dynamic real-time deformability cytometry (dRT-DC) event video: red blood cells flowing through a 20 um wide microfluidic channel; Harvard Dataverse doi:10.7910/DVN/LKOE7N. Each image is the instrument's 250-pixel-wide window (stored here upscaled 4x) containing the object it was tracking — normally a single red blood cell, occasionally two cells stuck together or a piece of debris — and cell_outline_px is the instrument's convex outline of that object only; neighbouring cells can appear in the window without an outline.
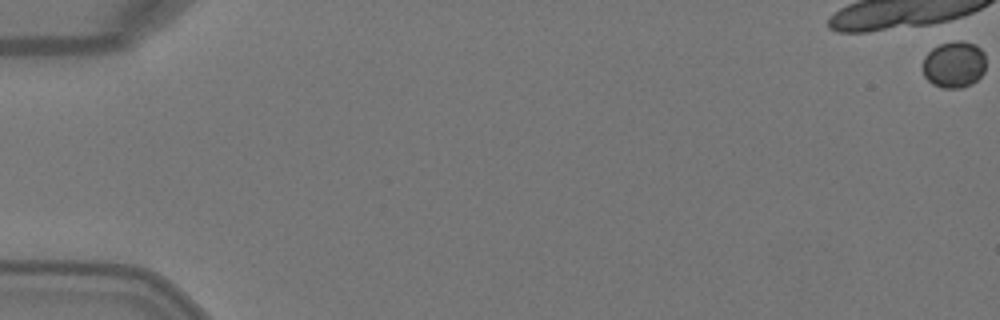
{"species": "Egyptian fruit bat (a non-hibernating species)", "species_latin": "Rousettus aegyptiacus", "temperature_condition": "warm", "stored_images_in_passage": 1, "camera_frame_rate_fps": 3000, "um_per_image_px": 0.085, "animal": {"sex": "female"}, "frame": {"image": 1, "passage_image": 1, "time_ms": 0.0, "image_size_px": [1000, 320], "cell_outline_px": [[984, 72], [972, 84], [960, 88], [944, 88], [932, 84], [924, 76], [924, 56], [932, 48], [940, 44], [956, 40], [964, 40], [976, 44], [984, 52]], "centroid_in_image_um": [81.1, 5.46], "position_along_channel_um": 3.9, "area_um2": 17.22}}